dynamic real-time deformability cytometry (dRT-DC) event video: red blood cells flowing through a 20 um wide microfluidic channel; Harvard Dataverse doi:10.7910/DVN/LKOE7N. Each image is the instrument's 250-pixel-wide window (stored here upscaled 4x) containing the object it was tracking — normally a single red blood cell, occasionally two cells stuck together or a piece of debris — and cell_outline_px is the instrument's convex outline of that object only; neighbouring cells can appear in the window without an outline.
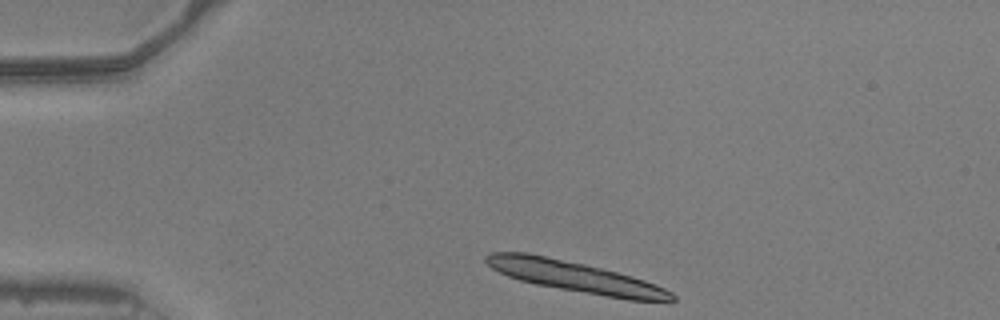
{"species": "common noctule bat (a hibernating species)", "species_latin": "Nyctalus noctula", "temperature_condition": "warm", "stored_images_in_passage": 29, "segment_of_instrument_passage": [1, 2], "camera_frame_rate_fps": 3000, "um_per_image_px": 0.085, "animal": {"sex": "male", "body_mass_g": 20.5, "forearm_length_mm": 52.5}, "frame": {"image": 1, "passage_image": 1, "time_ms": 0.0, "image_size_px": [1000, 320], "cell_outline_px": [[676, 300], [628, 300], [536, 284], [520, 280], [508, 276], [492, 268], [484, 260], [484, 256], [488, 252], [528, 252], [584, 264], [632, 276], [656, 284], [672, 292], [676, 296]], "centroid_in_image_um": [48.86, 23.51], "position_along_channel_um": 36.1, "area_um2": 33.0}}